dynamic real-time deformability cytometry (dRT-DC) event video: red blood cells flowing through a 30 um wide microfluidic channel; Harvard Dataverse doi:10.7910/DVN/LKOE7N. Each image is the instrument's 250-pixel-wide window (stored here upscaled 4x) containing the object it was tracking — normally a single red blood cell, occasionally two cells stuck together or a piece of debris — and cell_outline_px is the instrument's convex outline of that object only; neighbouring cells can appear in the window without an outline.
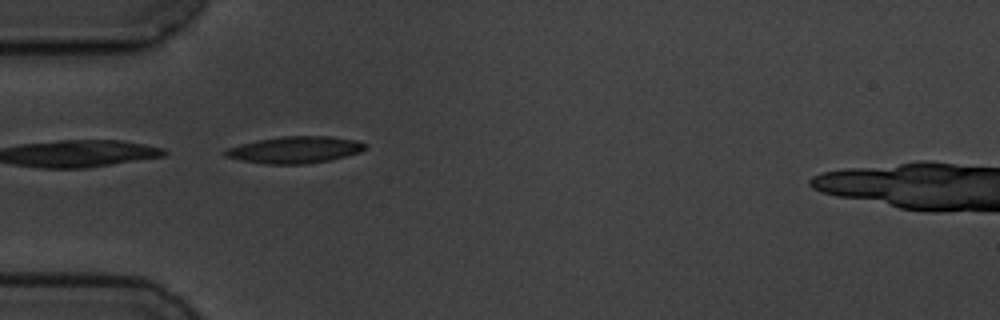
{"species": "common noctule bat (a hibernating species)", "species_latin": "Nyctalus noctula", "temperature_condition": "cold", "stored_images_in_passage": 4, "camera_frame_rate_fps": 3000, "um_per_image_px": 0.085, "animal": {"sex": "male", "body_mass_g": 19.5, "forearm_length_mm": 54.6}, "frame": {"image": 1, "passage_image": 3, "time_ms": 2.333, "image_size_px": [1000, 320], "cell_outline_px": [[368, 144], [360, 152], [328, 160], [304, 164], [268, 164], [240, 160], [224, 156], [220, 152], [228, 148], [240, 144], [256, 140], [280, 136], [328, 136], [356, 140]], "centroid_in_image_um": [25.01, 12.72], "position_along_channel_um": 60.0, "area_um2": 21.79}}
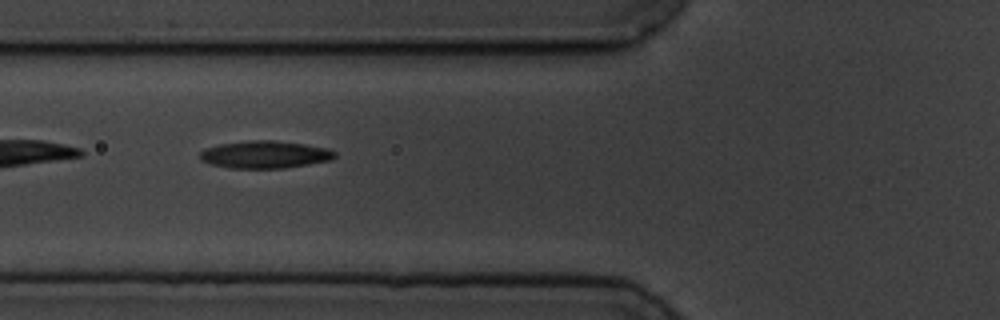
{"frame": {"image": 2, "passage_image": 4, "time_ms": 3.667, "image_size_px": [1000, 320], "cell_outline_px": [[336, 156], [332, 160], [284, 168], [228, 168], [212, 164], [200, 160], [200, 152], [204, 148], [220, 144], [248, 140], [276, 140], [304, 144], [328, 148], [336, 152]], "centroid_in_image_um": [22.52, 13.13], "position_along_channel_um": 103.3, "area_um2": 21.68}}